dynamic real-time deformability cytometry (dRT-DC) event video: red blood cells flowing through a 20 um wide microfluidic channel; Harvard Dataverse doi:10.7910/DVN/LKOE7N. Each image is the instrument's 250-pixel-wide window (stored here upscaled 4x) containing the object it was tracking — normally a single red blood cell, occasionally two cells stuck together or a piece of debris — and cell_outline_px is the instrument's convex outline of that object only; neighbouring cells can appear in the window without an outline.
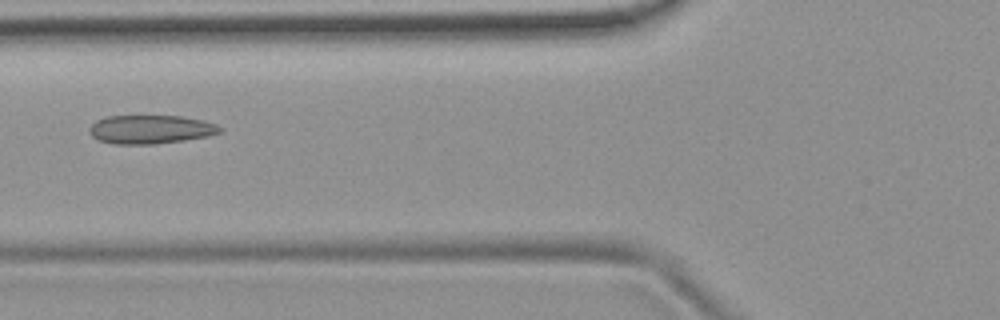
{"species": "common noctule bat (a hibernating species)", "species_latin": "Nyctalus noctula", "temperature_condition": "room temperature", "stored_images_in_passage": 4, "camera_frame_rate_fps": 3000, "um_per_image_px": 0.085, "animal": {"sex": "female", "body_mass_g": 19.9}, "frame": {"image": 1, "passage_image": 3, "time_ms": 0.667, "image_size_px": [1000, 320], "cell_outline_px": [[224, 128], [220, 132], [208, 136], [184, 140], [156, 144], [116, 144], [100, 140], [92, 136], [88, 128], [96, 120], [108, 116], [180, 116], [204, 120], [216, 124]], "centroid_in_image_um": [12.82, 10.99], "position_along_channel_um": 113.0, "area_um2": 21.79}}
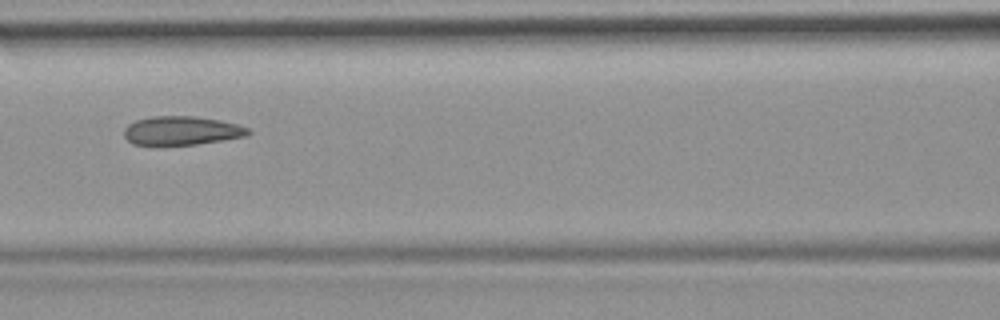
{"frame": {"image": 2, "passage_image": 4, "time_ms": 1.0, "image_size_px": [1000, 320], "cell_outline_px": [[252, 132], [248, 136], [196, 144], [152, 148], [132, 144], [124, 136], [124, 128], [128, 124], [136, 120], [152, 116], [192, 116], [220, 120], [236, 124], [248, 128]], "centroid_in_image_um": [15.37, 11.15], "position_along_channel_um": 151.2, "area_um2": 21.56}}